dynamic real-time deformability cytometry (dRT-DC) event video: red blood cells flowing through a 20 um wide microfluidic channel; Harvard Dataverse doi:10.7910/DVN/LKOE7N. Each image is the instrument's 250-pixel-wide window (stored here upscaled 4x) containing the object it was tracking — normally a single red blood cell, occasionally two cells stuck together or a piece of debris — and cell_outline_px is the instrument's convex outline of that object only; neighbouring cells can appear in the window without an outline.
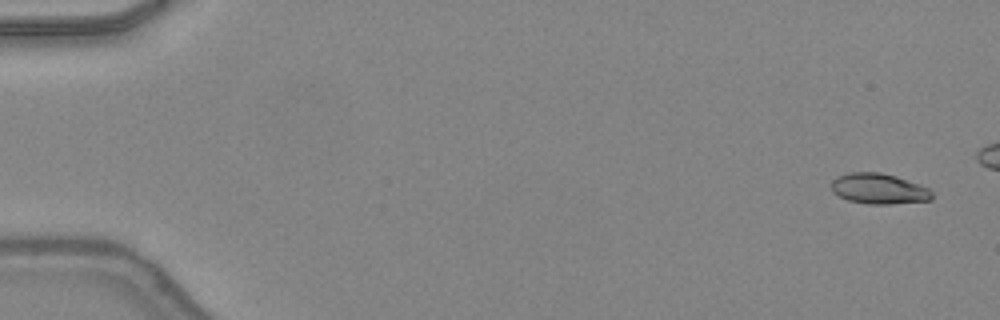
{"species": "common noctule bat (a hibernating species)", "species_latin": "Nyctalus noctula", "temperature_condition": "warm", "stored_images_in_passage": 7, "camera_frame_rate_fps": 3000, "um_per_image_px": 0.085, "animal": {"sex": "female", "body_mass_g": 24.6, "forearm_length_mm": 56.2}, "frame": {"image": 1, "passage_image": 1, "time_ms": 0.0, "image_size_px": [1000, 320], "cell_outline_px": [[932, 200], [892, 204], [868, 204], [848, 200], [832, 192], [832, 180], [836, 176], [852, 172], [880, 172], [896, 176], [920, 184], [928, 188], [932, 192]], "centroid_in_image_um": [74.71, 16.04], "position_along_channel_um": 10.3, "area_um2": 17.98}}